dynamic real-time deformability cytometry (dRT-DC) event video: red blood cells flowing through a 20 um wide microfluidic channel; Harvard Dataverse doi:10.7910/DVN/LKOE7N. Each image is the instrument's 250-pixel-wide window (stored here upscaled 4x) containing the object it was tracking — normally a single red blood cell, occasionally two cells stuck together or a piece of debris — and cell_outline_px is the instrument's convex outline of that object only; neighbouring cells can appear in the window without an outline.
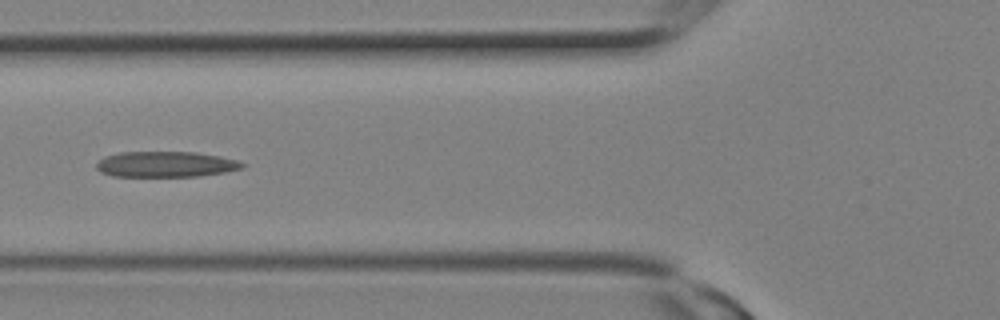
{"species": "Egyptian fruit bat (a non-hibernating species)", "species_latin": "Rousettus aegyptiacus", "temperature_condition": "room temperature", "stored_images_in_passage": 10, "camera_frame_rate_fps": 3000, "um_per_image_px": 0.085, "animal": {"sex": "female"}, "frame": {"image": 1, "passage_image": 9, "time_ms": 2.667, "image_size_px": [1000, 320], "cell_outline_px": [[244, 168], [224, 172], [200, 176], [112, 176], [100, 172], [96, 168], [96, 164], [104, 156], [120, 152], [196, 152], [220, 156], [236, 160], [244, 164]], "centroid_in_image_um": [14.07, 13.96], "position_along_channel_um": 111.7, "area_um2": 21.79}}